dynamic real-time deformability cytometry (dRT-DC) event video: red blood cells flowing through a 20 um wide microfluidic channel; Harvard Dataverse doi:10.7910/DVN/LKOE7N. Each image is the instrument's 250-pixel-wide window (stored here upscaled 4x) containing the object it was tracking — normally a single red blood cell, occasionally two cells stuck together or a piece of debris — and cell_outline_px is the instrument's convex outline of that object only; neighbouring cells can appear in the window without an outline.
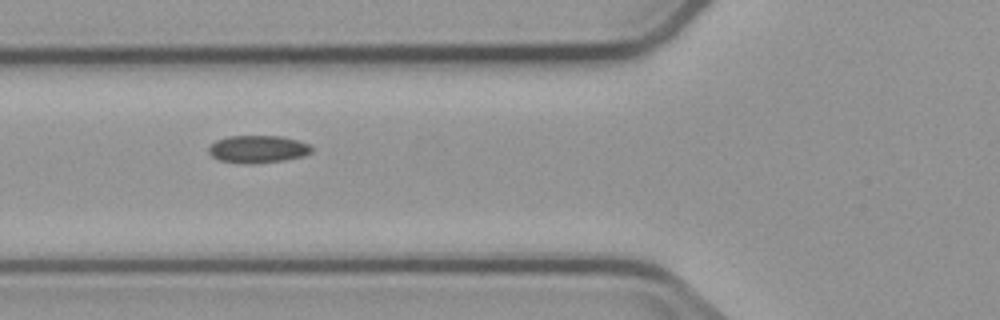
{"species": "common noctule bat (a hibernating species)", "species_latin": "Nyctalus noctula", "temperature_condition": "cold", "stored_images_in_passage": 3, "camera_frame_rate_fps": 3000, "um_per_image_px": 0.085, "animal": {"sex": "male", "body_mass_g": 23.1, "forearm_length_mm": 52.7}, "frame": {"image": 1, "passage_image": 3, "time_ms": 3.0, "image_size_px": [1000, 320], "cell_outline_px": [[312, 152], [304, 156], [284, 160], [252, 164], [244, 164], [220, 160], [212, 156], [208, 152], [208, 148], [216, 140], [228, 136], [280, 136], [312, 144]], "centroid_in_image_um": [21.93, 12.68], "position_along_channel_um": 103.9, "area_um2": 16.59}}